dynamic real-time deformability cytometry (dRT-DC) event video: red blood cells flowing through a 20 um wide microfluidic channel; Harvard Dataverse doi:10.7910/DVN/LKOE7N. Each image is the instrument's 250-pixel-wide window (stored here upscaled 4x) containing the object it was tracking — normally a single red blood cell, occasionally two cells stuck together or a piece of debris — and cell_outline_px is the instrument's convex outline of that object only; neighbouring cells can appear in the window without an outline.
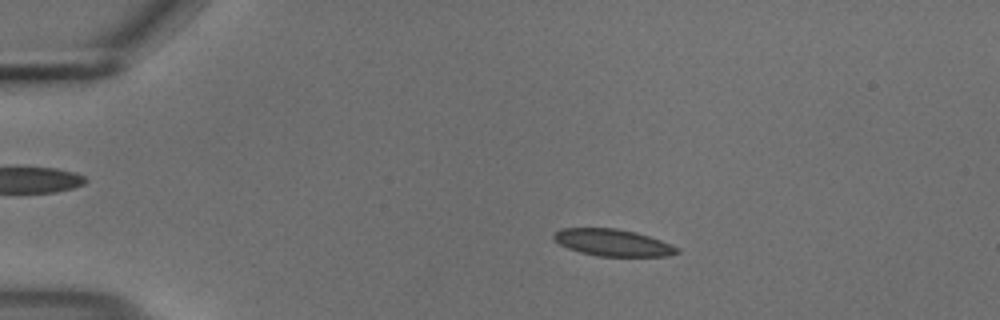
{"species": "common noctule bat (a hibernating species)", "species_latin": "Nyctalus noctula", "temperature_condition": "cold", "stored_images_in_passage": 55, "camera_frame_rate_fps": 3000, "um_per_image_px": 0.085, "animal": {"sex": "male", "body_mass_g": 18.8}, "frame": {"image": 1, "passage_image": 11, "time_ms": 3.333, "image_size_px": [1000, 320], "cell_outline_px": [[680, 252], [668, 256], [596, 256], [580, 252], [568, 248], [560, 244], [552, 236], [560, 228], [616, 228], [636, 232], [660, 240], [680, 248]], "centroid_in_image_um": [52.1, 20.62], "position_along_channel_um": 32.9, "area_um2": 19.25}}
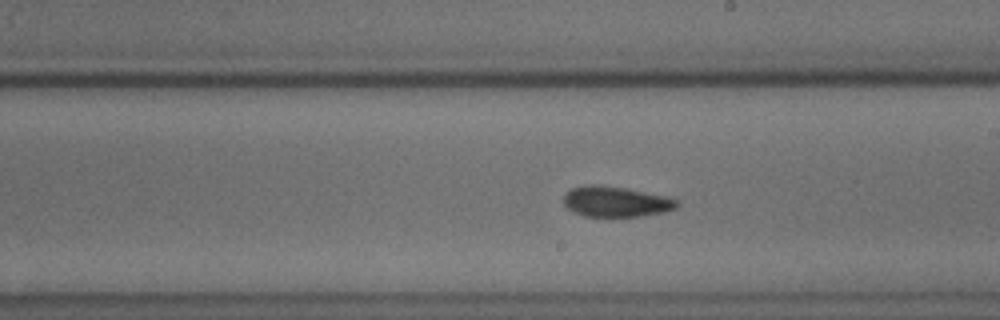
{"frame": {"image": 2, "passage_image": 32, "time_ms": 10.333, "image_size_px": [1000, 320], "cell_outline_px": [[676, 208], [664, 212], [640, 216], [584, 216], [568, 208], [564, 204], [564, 192], [572, 188], [588, 184], [596, 184], [624, 188], [664, 196], [676, 200]], "centroid_in_image_um": [52.29, 17.13], "position_along_channel_um": 236.7, "area_um2": 19.77}}
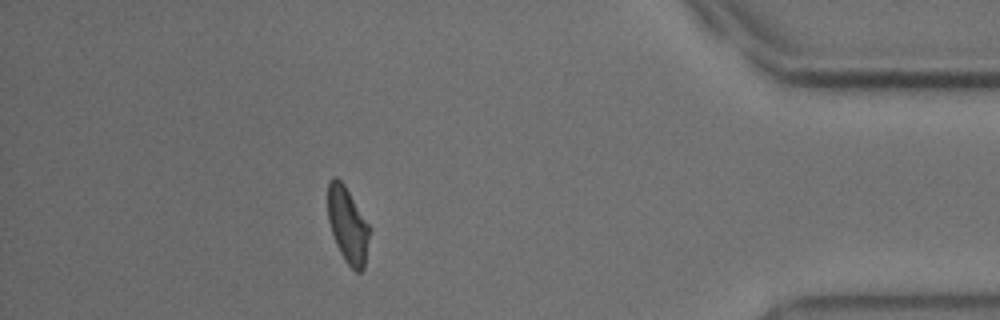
{"frame": {"image": 3, "passage_image": 49, "time_ms": 16.0, "image_size_px": [1000, 320], "cell_outline_px": [[368, 236], [364, 268], [360, 272], [356, 272], [344, 260], [336, 244], [328, 220], [328, 180], [332, 176], [336, 176], [344, 184], [368, 224]], "centroid_in_image_um": [29.51, 19.1], "position_along_channel_um": 405.7, "area_um2": 17.98}, "authors_computed_cell_mechanics": {"area_um2": 19.5364, "velocity_mm_per_s": 3.6882, "shape_relaxation_time_tau1_ms": 4.3648, "shape_relaxation_time_tau2_ms": 2.7589, "deformation_change_tau1": 0.1309, "deformation_change_tau2": 0.0905}}